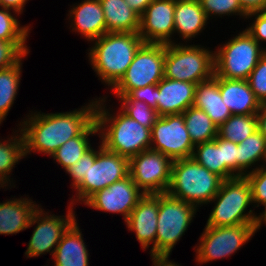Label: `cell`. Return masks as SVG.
I'll use <instances>...</instances> for the list:
<instances>
[{"label":"cell","mask_w":266,"mask_h":266,"mask_svg":"<svg viewBox=\"0 0 266 266\" xmlns=\"http://www.w3.org/2000/svg\"><path fill=\"white\" fill-rule=\"evenodd\" d=\"M95 100L72 112L28 115L21 124L25 156L31 151L51 156L69 139L79 136L95 120Z\"/></svg>","instance_id":"obj_1"},{"label":"cell","mask_w":266,"mask_h":266,"mask_svg":"<svg viewBox=\"0 0 266 266\" xmlns=\"http://www.w3.org/2000/svg\"><path fill=\"white\" fill-rule=\"evenodd\" d=\"M105 101L104 99L97 101L95 112L98 135L100 139L102 138V146L106 150L128 159L150 149L153 145L151 143V129L131 119L122 110L114 117L108 110L106 111Z\"/></svg>","instance_id":"obj_2"},{"label":"cell","mask_w":266,"mask_h":266,"mask_svg":"<svg viewBox=\"0 0 266 266\" xmlns=\"http://www.w3.org/2000/svg\"><path fill=\"white\" fill-rule=\"evenodd\" d=\"M95 40L88 53L89 60L101 81L113 87L127 71L144 41L138 32H107Z\"/></svg>","instance_id":"obj_3"},{"label":"cell","mask_w":266,"mask_h":266,"mask_svg":"<svg viewBox=\"0 0 266 266\" xmlns=\"http://www.w3.org/2000/svg\"><path fill=\"white\" fill-rule=\"evenodd\" d=\"M223 178L196 162L192 157L173 161L167 193L195 207L208 204L218 193Z\"/></svg>","instance_id":"obj_4"},{"label":"cell","mask_w":266,"mask_h":266,"mask_svg":"<svg viewBox=\"0 0 266 266\" xmlns=\"http://www.w3.org/2000/svg\"><path fill=\"white\" fill-rule=\"evenodd\" d=\"M212 200L217 202L206 226L223 227L256 223L257 216L253 210L245 213L247 206L253 203L251 186L245 176L223 180Z\"/></svg>","instance_id":"obj_5"},{"label":"cell","mask_w":266,"mask_h":266,"mask_svg":"<svg viewBox=\"0 0 266 266\" xmlns=\"http://www.w3.org/2000/svg\"><path fill=\"white\" fill-rule=\"evenodd\" d=\"M214 74L212 51L198 45L165 44V78L198 84Z\"/></svg>","instance_id":"obj_6"},{"label":"cell","mask_w":266,"mask_h":266,"mask_svg":"<svg viewBox=\"0 0 266 266\" xmlns=\"http://www.w3.org/2000/svg\"><path fill=\"white\" fill-rule=\"evenodd\" d=\"M196 209L194 205L172 197L167 192L158 194L156 260L168 261L174 245L192 222Z\"/></svg>","instance_id":"obj_7"},{"label":"cell","mask_w":266,"mask_h":266,"mask_svg":"<svg viewBox=\"0 0 266 266\" xmlns=\"http://www.w3.org/2000/svg\"><path fill=\"white\" fill-rule=\"evenodd\" d=\"M246 30L233 37L214 53L215 75L220 78L248 80L266 52Z\"/></svg>","instance_id":"obj_8"},{"label":"cell","mask_w":266,"mask_h":266,"mask_svg":"<svg viewBox=\"0 0 266 266\" xmlns=\"http://www.w3.org/2000/svg\"><path fill=\"white\" fill-rule=\"evenodd\" d=\"M129 176V159L117 153L106 150L102 144L99 150L88 151V170L82 181L74 188L77 191L73 200L84 203L90 196L102 190L114 182L120 181Z\"/></svg>","instance_id":"obj_9"},{"label":"cell","mask_w":266,"mask_h":266,"mask_svg":"<svg viewBox=\"0 0 266 266\" xmlns=\"http://www.w3.org/2000/svg\"><path fill=\"white\" fill-rule=\"evenodd\" d=\"M165 44L143 43L122 78L111 88L117 96L158 84L164 78Z\"/></svg>","instance_id":"obj_10"},{"label":"cell","mask_w":266,"mask_h":266,"mask_svg":"<svg viewBox=\"0 0 266 266\" xmlns=\"http://www.w3.org/2000/svg\"><path fill=\"white\" fill-rule=\"evenodd\" d=\"M255 233V224L206 226L196 249V261L202 264L228 257L236 253Z\"/></svg>","instance_id":"obj_11"},{"label":"cell","mask_w":266,"mask_h":266,"mask_svg":"<svg viewBox=\"0 0 266 266\" xmlns=\"http://www.w3.org/2000/svg\"><path fill=\"white\" fill-rule=\"evenodd\" d=\"M173 160L152 149L129 159V175L144 194L166 193L171 181Z\"/></svg>","instance_id":"obj_12"},{"label":"cell","mask_w":266,"mask_h":266,"mask_svg":"<svg viewBox=\"0 0 266 266\" xmlns=\"http://www.w3.org/2000/svg\"><path fill=\"white\" fill-rule=\"evenodd\" d=\"M150 149L163 153L173 161L192 157L195 145L185 125L183 113L159 116L151 128Z\"/></svg>","instance_id":"obj_13"},{"label":"cell","mask_w":266,"mask_h":266,"mask_svg":"<svg viewBox=\"0 0 266 266\" xmlns=\"http://www.w3.org/2000/svg\"><path fill=\"white\" fill-rule=\"evenodd\" d=\"M69 207L70 208L67 212L68 214L65 218H62V216H55L52 214L48 216V213L45 215L38 205V208L34 211L28 226L31 227L37 223L25 252L27 257L31 258L40 256L41 254H45V252H52L51 255L53 256L56 246L60 242L63 234L76 221L73 208L72 206Z\"/></svg>","instance_id":"obj_14"},{"label":"cell","mask_w":266,"mask_h":266,"mask_svg":"<svg viewBox=\"0 0 266 266\" xmlns=\"http://www.w3.org/2000/svg\"><path fill=\"white\" fill-rule=\"evenodd\" d=\"M144 195L129 175L97 191L84 204L104 212L121 213L126 222L130 213Z\"/></svg>","instance_id":"obj_15"},{"label":"cell","mask_w":266,"mask_h":266,"mask_svg":"<svg viewBox=\"0 0 266 266\" xmlns=\"http://www.w3.org/2000/svg\"><path fill=\"white\" fill-rule=\"evenodd\" d=\"M175 0H153L140 16L139 35L144 43H173Z\"/></svg>","instance_id":"obj_16"},{"label":"cell","mask_w":266,"mask_h":266,"mask_svg":"<svg viewBox=\"0 0 266 266\" xmlns=\"http://www.w3.org/2000/svg\"><path fill=\"white\" fill-rule=\"evenodd\" d=\"M157 220L158 194H145L125 222L129 230L135 233L142 249L148 248L152 242V261L156 260Z\"/></svg>","instance_id":"obj_17"},{"label":"cell","mask_w":266,"mask_h":266,"mask_svg":"<svg viewBox=\"0 0 266 266\" xmlns=\"http://www.w3.org/2000/svg\"><path fill=\"white\" fill-rule=\"evenodd\" d=\"M196 85L194 83L163 78L157 84V113L159 116L183 113L193 106Z\"/></svg>","instance_id":"obj_18"},{"label":"cell","mask_w":266,"mask_h":266,"mask_svg":"<svg viewBox=\"0 0 266 266\" xmlns=\"http://www.w3.org/2000/svg\"><path fill=\"white\" fill-rule=\"evenodd\" d=\"M219 90L232 115H254L260 109V101L251 90L248 80L219 77Z\"/></svg>","instance_id":"obj_19"},{"label":"cell","mask_w":266,"mask_h":266,"mask_svg":"<svg viewBox=\"0 0 266 266\" xmlns=\"http://www.w3.org/2000/svg\"><path fill=\"white\" fill-rule=\"evenodd\" d=\"M70 17L74 18L72 30L84 35L87 40L95 41L107 33L104 12L100 0H84L77 4L71 11Z\"/></svg>","instance_id":"obj_20"},{"label":"cell","mask_w":266,"mask_h":266,"mask_svg":"<svg viewBox=\"0 0 266 266\" xmlns=\"http://www.w3.org/2000/svg\"><path fill=\"white\" fill-rule=\"evenodd\" d=\"M193 106L203 110L217 127L221 126L232 115L222 100L219 77L215 74L210 79L196 85Z\"/></svg>","instance_id":"obj_21"},{"label":"cell","mask_w":266,"mask_h":266,"mask_svg":"<svg viewBox=\"0 0 266 266\" xmlns=\"http://www.w3.org/2000/svg\"><path fill=\"white\" fill-rule=\"evenodd\" d=\"M52 257L54 266H89L88 250L77 221L63 234Z\"/></svg>","instance_id":"obj_22"},{"label":"cell","mask_w":266,"mask_h":266,"mask_svg":"<svg viewBox=\"0 0 266 266\" xmlns=\"http://www.w3.org/2000/svg\"><path fill=\"white\" fill-rule=\"evenodd\" d=\"M207 20L199 0H175L174 32L180 33L182 40L198 35Z\"/></svg>","instance_id":"obj_23"},{"label":"cell","mask_w":266,"mask_h":266,"mask_svg":"<svg viewBox=\"0 0 266 266\" xmlns=\"http://www.w3.org/2000/svg\"><path fill=\"white\" fill-rule=\"evenodd\" d=\"M31 201L20 198L0 203V234H16L29 228L30 219L38 208Z\"/></svg>","instance_id":"obj_24"},{"label":"cell","mask_w":266,"mask_h":266,"mask_svg":"<svg viewBox=\"0 0 266 266\" xmlns=\"http://www.w3.org/2000/svg\"><path fill=\"white\" fill-rule=\"evenodd\" d=\"M107 32L136 33L140 29V15L125 0H100Z\"/></svg>","instance_id":"obj_25"},{"label":"cell","mask_w":266,"mask_h":266,"mask_svg":"<svg viewBox=\"0 0 266 266\" xmlns=\"http://www.w3.org/2000/svg\"><path fill=\"white\" fill-rule=\"evenodd\" d=\"M97 132L98 127L94 120L79 136L69 139L51 156L66 170L92 148L88 137Z\"/></svg>","instance_id":"obj_26"},{"label":"cell","mask_w":266,"mask_h":266,"mask_svg":"<svg viewBox=\"0 0 266 266\" xmlns=\"http://www.w3.org/2000/svg\"><path fill=\"white\" fill-rule=\"evenodd\" d=\"M183 117L194 145L212 141L218 136V127L203 110L191 106L183 112Z\"/></svg>","instance_id":"obj_27"},{"label":"cell","mask_w":266,"mask_h":266,"mask_svg":"<svg viewBox=\"0 0 266 266\" xmlns=\"http://www.w3.org/2000/svg\"><path fill=\"white\" fill-rule=\"evenodd\" d=\"M266 155V138L259 131H255L238 144L237 177L246 176V170Z\"/></svg>","instance_id":"obj_28"},{"label":"cell","mask_w":266,"mask_h":266,"mask_svg":"<svg viewBox=\"0 0 266 266\" xmlns=\"http://www.w3.org/2000/svg\"><path fill=\"white\" fill-rule=\"evenodd\" d=\"M258 130L257 115H231L218 127V136L239 144Z\"/></svg>","instance_id":"obj_29"},{"label":"cell","mask_w":266,"mask_h":266,"mask_svg":"<svg viewBox=\"0 0 266 266\" xmlns=\"http://www.w3.org/2000/svg\"><path fill=\"white\" fill-rule=\"evenodd\" d=\"M21 60L0 70V124L11 109L17 95L21 76Z\"/></svg>","instance_id":"obj_30"},{"label":"cell","mask_w":266,"mask_h":266,"mask_svg":"<svg viewBox=\"0 0 266 266\" xmlns=\"http://www.w3.org/2000/svg\"><path fill=\"white\" fill-rule=\"evenodd\" d=\"M18 137H12L1 143L0 141V187L7 186L6 182H10L8 174L11 173L15 164L25 157L24 137L20 127ZM7 142V143H6Z\"/></svg>","instance_id":"obj_31"},{"label":"cell","mask_w":266,"mask_h":266,"mask_svg":"<svg viewBox=\"0 0 266 266\" xmlns=\"http://www.w3.org/2000/svg\"><path fill=\"white\" fill-rule=\"evenodd\" d=\"M195 146L192 158L209 171L223 178L222 138L217 136L212 141Z\"/></svg>","instance_id":"obj_32"},{"label":"cell","mask_w":266,"mask_h":266,"mask_svg":"<svg viewBox=\"0 0 266 266\" xmlns=\"http://www.w3.org/2000/svg\"><path fill=\"white\" fill-rule=\"evenodd\" d=\"M1 9L0 40L8 42H26L30 30L29 26L21 27L18 19L9 11L10 9L3 7H1Z\"/></svg>","instance_id":"obj_33"},{"label":"cell","mask_w":266,"mask_h":266,"mask_svg":"<svg viewBox=\"0 0 266 266\" xmlns=\"http://www.w3.org/2000/svg\"><path fill=\"white\" fill-rule=\"evenodd\" d=\"M121 102V110L126 115L149 129L152 128L159 117L156 109L148 106L142 101L121 100Z\"/></svg>","instance_id":"obj_34"},{"label":"cell","mask_w":266,"mask_h":266,"mask_svg":"<svg viewBox=\"0 0 266 266\" xmlns=\"http://www.w3.org/2000/svg\"><path fill=\"white\" fill-rule=\"evenodd\" d=\"M207 18L211 15H232L239 14L247 18V13L243 10L239 0H199Z\"/></svg>","instance_id":"obj_35"},{"label":"cell","mask_w":266,"mask_h":266,"mask_svg":"<svg viewBox=\"0 0 266 266\" xmlns=\"http://www.w3.org/2000/svg\"><path fill=\"white\" fill-rule=\"evenodd\" d=\"M25 42L0 40V70L13 66L29 52Z\"/></svg>","instance_id":"obj_36"},{"label":"cell","mask_w":266,"mask_h":266,"mask_svg":"<svg viewBox=\"0 0 266 266\" xmlns=\"http://www.w3.org/2000/svg\"><path fill=\"white\" fill-rule=\"evenodd\" d=\"M251 186L252 202L266 205V166L257 167L245 176Z\"/></svg>","instance_id":"obj_37"},{"label":"cell","mask_w":266,"mask_h":266,"mask_svg":"<svg viewBox=\"0 0 266 266\" xmlns=\"http://www.w3.org/2000/svg\"><path fill=\"white\" fill-rule=\"evenodd\" d=\"M248 83L261 103L266 98V52L261 56L256 67L250 73Z\"/></svg>","instance_id":"obj_38"},{"label":"cell","mask_w":266,"mask_h":266,"mask_svg":"<svg viewBox=\"0 0 266 266\" xmlns=\"http://www.w3.org/2000/svg\"><path fill=\"white\" fill-rule=\"evenodd\" d=\"M223 179L237 177L238 144L222 139Z\"/></svg>","instance_id":"obj_39"},{"label":"cell","mask_w":266,"mask_h":266,"mask_svg":"<svg viewBox=\"0 0 266 266\" xmlns=\"http://www.w3.org/2000/svg\"><path fill=\"white\" fill-rule=\"evenodd\" d=\"M117 97L120 98V100L142 101L157 111V84L133 89L127 95Z\"/></svg>","instance_id":"obj_40"},{"label":"cell","mask_w":266,"mask_h":266,"mask_svg":"<svg viewBox=\"0 0 266 266\" xmlns=\"http://www.w3.org/2000/svg\"><path fill=\"white\" fill-rule=\"evenodd\" d=\"M255 16V21L250 27L245 29L258 43L266 41V10L252 12L247 15V18ZM262 40V41H260Z\"/></svg>","instance_id":"obj_41"},{"label":"cell","mask_w":266,"mask_h":266,"mask_svg":"<svg viewBox=\"0 0 266 266\" xmlns=\"http://www.w3.org/2000/svg\"><path fill=\"white\" fill-rule=\"evenodd\" d=\"M88 170V152L66 169V173L70 174L73 178L72 186L76 187L87 174Z\"/></svg>","instance_id":"obj_42"},{"label":"cell","mask_w":266,"mask_h":266,"mask_svg":"<svg viewBox=\"0 0 266 266\" xmlns=\"http://www.w3.org/2000/svg\"><path fill=\"white\" fill-rule=\"evenodd\" d=\"M243 10L249 14L266 10V0H239Z\"/></svg>","instance_id":"obj_43"},{"label":"cell","mask_w":266,"mask_h":266,"mask_svg":"<svg viewBox=\"0 0 266 266\" xmlns=\"http://www.w3.org/2000/svg\"><path fill=\"white\" fill-rule=\"evenodd\" d=\"M26 2L27 0H0V7L12 9L13 12L19 15L23 11Z\"/></svg>","instance_id":"obj_44"},{"label":"cell","mask_w":266,"mask_h":266,"mask_svg":"<svg viewBox=\"0 0 266 266\" xmlns=\"http://www.w3.org/2000/svg\"><path fill=\"white\" fill-rule=\"evenodd\" d=\"M153 0H125L131 9L137 12L140 16L143 14L147 6Z\"/></svg>","instance_id":"obj_45"},{"label":"cell","mask_w":266,"mask_h":266,"mask_svg":"<svg viewBox=\"0 0 266 266\" xmlns=\"http://www.w3.org/2000/svg\"><path fill=\"white\" fill-rule=\"evenodd\" d=\"M257 121H258V130L265 136L266 138V109L260 106L259 111L256 113Z\"/></svg>","instance_id":"obj_46"},{"label":"cell","mask_w":266,"mask_h":266,"mask_svg":"<svg viewBox=\"0 0 266 266\" xmlns=\"http://www.w3.org/2000/svg\"><path fill=\"white\" fill-rule=\"evenodd\" d=\"M265 210L263 211L262 214H260L259 216H257L256 218V223H255V231H257V229L259 230L261 227V224L265 222L266 224V205L264 206ZM264 221V222H262Z\"/></svg>","instance_id":"obj_47"},{"label":"cell","mask_w":266,"mask_h":266,"mask_svg":"<svg viewBox=\"0 0 266 266\" xmlns=\"http://www.w3.org/2000/svg\"><path fill=\"white\" fill-rule=\"evenodd\" d=\"M154 266H179L175 263H172V261L170 262L168 261H164V260H154L153 261Z\"/></svg>","instance_id":"obj_48"},{"label":"cell","mask_w":266,"mask_h":266,"mask_svg":"<svg viewBox=\"0 0 266 266\" xmlns=\"http://www.w3.org/2000/svg\"><path fill=\"white\" fill-rule=\"evenodd\" d=\"M260 106L266 109V98L262 100V102L260 103Z\"/></svg>","instance_id":"obj_49"}]
</instances>
